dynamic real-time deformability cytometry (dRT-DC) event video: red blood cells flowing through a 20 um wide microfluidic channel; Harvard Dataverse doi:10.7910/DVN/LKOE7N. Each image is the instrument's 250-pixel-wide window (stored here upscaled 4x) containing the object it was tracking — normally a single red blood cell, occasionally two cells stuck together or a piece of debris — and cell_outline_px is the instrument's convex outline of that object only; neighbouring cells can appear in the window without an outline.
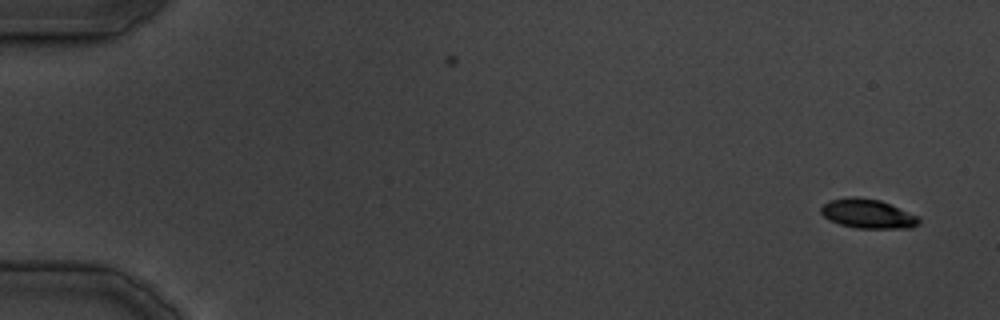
{"species": "common noctule bat (a hibernating species)", "species_latin": "Nyctalus noctula", "temperature_condition": "cold", "stored_images_in_passage": 38, "camera_frame_rate_fps": 3000, "um_per_image_px": 0.085, "animal": {"sex": "male", "body_mass_g": 19.5, "forearm_length_mm": 54.6}, "frame": {"image": 1, "passage_image": 1, "time_ms": 0.0, "image_size_px": [1000, 320], "cell_outline_px": [[920, 224], [912, 228], [856, 228], [840, 224], [828, 220], [820, 212], [820, 208], [828, 200], [848, 196], [856, 196], [880, 200], [920, 216]], "centroid_in_image_um": [73.77, 18.16], "position_along_channel_um": 11.2, "area_um2": 16.99}}
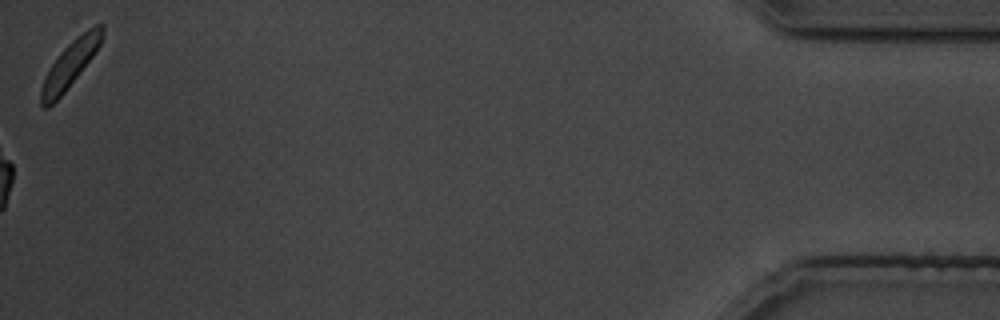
{"frame": {"image": 2, "passage_image": 38, "time_ms": 45.667, "image_size_px": [1000, 320], "cell_outline_px": [[104, 36], [100, 44], [92, 56], [64, 92], [48, 108], [44, 108], [40, 104], [40, 88], [44, 76], [48, 68], [60, 52], [76, 36], [88, 28], [96, 24], [104, 24]], "centroid_in_image_um": [5.93, 5.44], "position_along_channel_um": 429.3, "area_um2": 16.36}}